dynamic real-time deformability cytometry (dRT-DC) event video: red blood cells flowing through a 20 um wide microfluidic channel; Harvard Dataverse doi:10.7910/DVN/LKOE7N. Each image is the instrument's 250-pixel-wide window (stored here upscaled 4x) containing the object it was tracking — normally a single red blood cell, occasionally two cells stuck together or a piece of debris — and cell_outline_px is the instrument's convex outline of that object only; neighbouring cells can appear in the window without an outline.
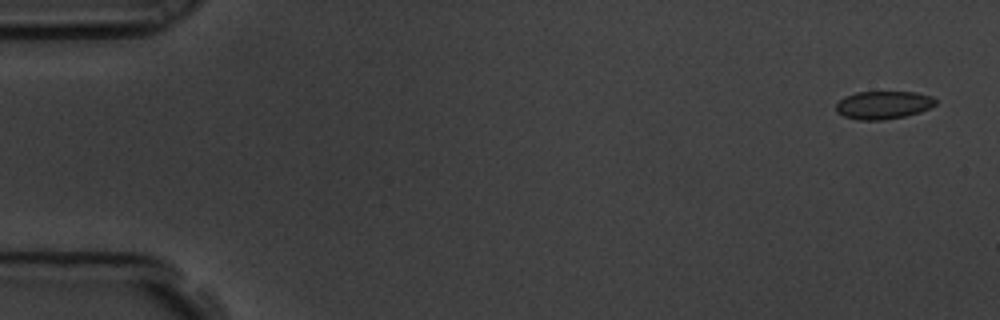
{"species": "common noctule bat (a hibernating species)", "species_latin": "Nyctalus noctula", "temperature_condition": "room temperature", "stored_images_in_passage": 4, "camera_frame_rate_fps": 3000, "um_per_image_px": 0.085, "animal": {"sex": "male", "body_mass_g": 19.5, "forearm_length_mm": 54.6}, "frame": {"image": 1, "passage_image": 1, "time_ms": 0.0, "image_size_px": [1000, 320], "cell_outline_px": [[936, 104], [920, 112], [904, 116], [884, 120], [856, 120], [844, 116], [836, 112], [836, 104], [844, 96], [856, 92], [916, 92], [932, 96], [936, 100]], "centroid_in_image_um": [75.06, 8.92], "position_along_channel_um": 9.9, "area_um2": 16.3}}